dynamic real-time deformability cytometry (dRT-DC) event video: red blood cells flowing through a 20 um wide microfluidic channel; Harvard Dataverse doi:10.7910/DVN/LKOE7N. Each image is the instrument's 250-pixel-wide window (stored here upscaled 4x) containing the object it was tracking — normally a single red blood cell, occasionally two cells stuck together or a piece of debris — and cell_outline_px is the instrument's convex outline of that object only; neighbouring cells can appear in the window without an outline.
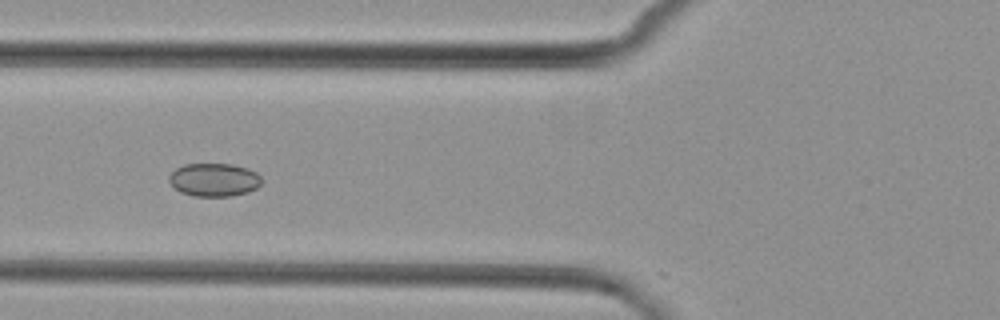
{"species": "common noctule bat (a hibernating species)", "species_latin": "Nyctalus noctula", "temperature_condition": "cold", "stored_images_in_passage": 9, "camera_frame_rate_fps": 3000, "um_per_image_px": 0.085, "animal": {"sex": "female", "body_mass_g": 29.2, "forearm_length_mm": 56.3}, "frame": {"image": 1, "passage_image": 6, "time_ms": 7.0, "image_size_px": [1000, 320], "cell_outline_px": [[264, 180], [256, 188], [248, 192], [232, 196], [192, 196], [180, 192], [168, 180], [168, 176], [176, 168], [184, 164], [232, 164], [248, 168], [256, 172]], "centroid_in_image_um": [18.21, 15.28], "position_along_channel_um": 107.6, "area_um2": 18.03}}
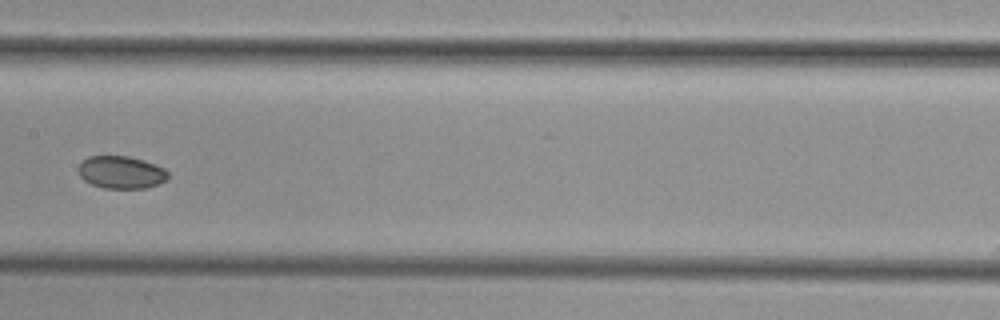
{"frame": {"image": 2, "passage_image": 8, "time_ms": 9.333, "image_size_px": [1000, 320], "cell_outline_px": [[168, 176], [160, 184], [144, 188], [104, 188], [92, 184], [84, 180], [80, 176], [76, 168], [88, 156], [128, 156], [144, 160], [156, 164], [164, 168], [168, 172]], "centroid_in_image_um": [10.29, 14.64], "position_along_channel_um": 197.1, "area_um2": 17.05}}
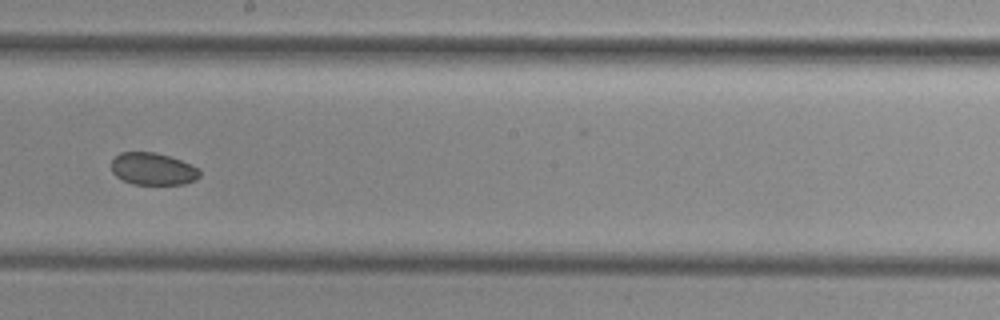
{"frame": {"image": 3, "passage_image": 9, "time_ms": 10.333, "image_size_px": [1000, 320], "cell_outline_px": [[200, 176], [196, 180], [184, 184], [132, 184], [116, 176], [112, 172], [112, 160], [120, 152], [152, 152], [168, 156], [180, 160], [196, 168], [200, 172]], "centroid_in_image_um": [12.98, 14.36], "position_along_channel_um": 235.2, "area_um2": 16.36}}